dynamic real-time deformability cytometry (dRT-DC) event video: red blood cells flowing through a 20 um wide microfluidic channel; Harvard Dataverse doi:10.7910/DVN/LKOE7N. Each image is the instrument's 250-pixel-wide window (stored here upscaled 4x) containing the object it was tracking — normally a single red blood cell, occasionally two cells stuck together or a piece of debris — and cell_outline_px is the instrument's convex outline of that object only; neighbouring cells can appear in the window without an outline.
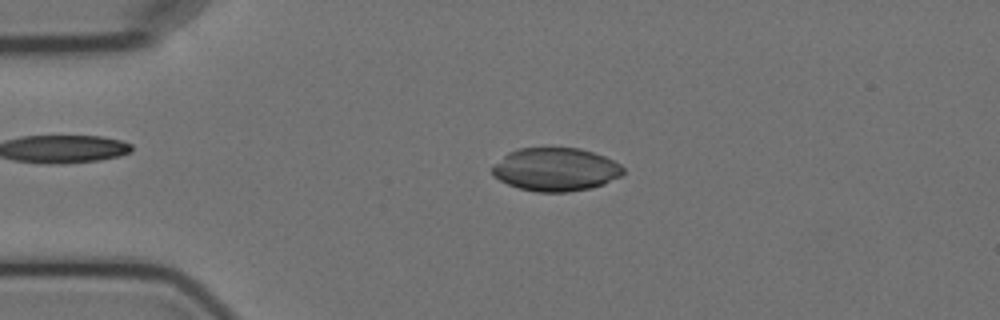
{"species": "Egyptian fruit bat (a non-hibernating species)", "species_latin": "Rousettus aegyptiacus", "temperature_condition": "cold", "stored_images_in_passage": 4, "camera_frame_rate_fps": 3000, "um_per_image_px": 0.085, "animal": {"sex": "female"}, "frame": {"image": 1, "passage_image": 3, "time_ms": 2.333, "image_size_px": [1000, 320], "cell_outline_px": [[624, 172], [620, 176], [604, 184], [588, 188], [568, 192], [536, 192], [520, 188], [508, 184], [492, 176], [492, 164], [508, 152], [520, 148], [580, 148], [604, 156], [620, 164], [624, 168]], "centroid_in_image_um": [47.2, 14.4], "position_along_channel_um": 37.8, "area_um2": 33.0}}